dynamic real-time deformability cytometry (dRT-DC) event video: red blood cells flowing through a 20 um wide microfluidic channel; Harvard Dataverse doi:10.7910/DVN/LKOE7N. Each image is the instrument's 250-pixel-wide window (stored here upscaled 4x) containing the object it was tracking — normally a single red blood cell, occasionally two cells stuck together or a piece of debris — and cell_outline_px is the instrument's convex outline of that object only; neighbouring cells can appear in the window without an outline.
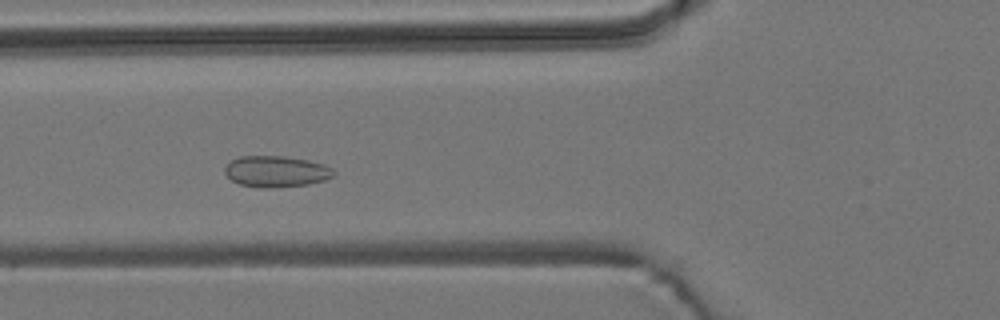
{"species": "common noctule bat (a hibernating species)", "species_latin": "Nyctalus noctula", "temperature_condition": "room temperature", "stored_images_in_passage": 7, "camera_frame_rate_fps": 3000, "um_per_image_px": 0.085, "animal": {"sex": "male", "body_mass_g": 19.2, "forearm_length_mm": 51.8}, "frame": {"image": 1, "passage_image": 4, "time_ms": 3.333, "image_size_px": [1000, 320], "cell_outline_px": [[336, 172], [332, 176], [324, 180], [308, 184], [272, 188], [260, 188], [240, 184], [232, 180], [224, 172], [224, 168], [232, 160], [240, 156], [284, 156], [308, 160], [324, 164], [332, 168]], "centroid_in_image_um": [23.48, 14.57], "position_along_channel_um": 102.3, "area_um2": 19.77}}
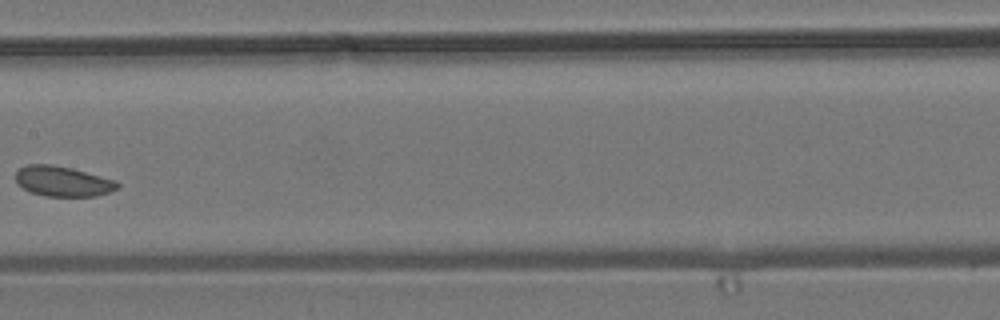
{"frame": {"image": 2, "passage_image": 6, "time_ms": 6.0, "image_size_px": [1000, 320], "cell_outline_px": [[120, 188], [96, 196], [44, 196], [32, 192], [16, 184], [16, 172], [20, 168], [28, 164], [52, 164], [72, 168], [116, 180], [120, 184]], "centroid_in_image_um": [5.35, 15.41], "position_along_channel_um": 202.1, "area_um2": 17.98}}
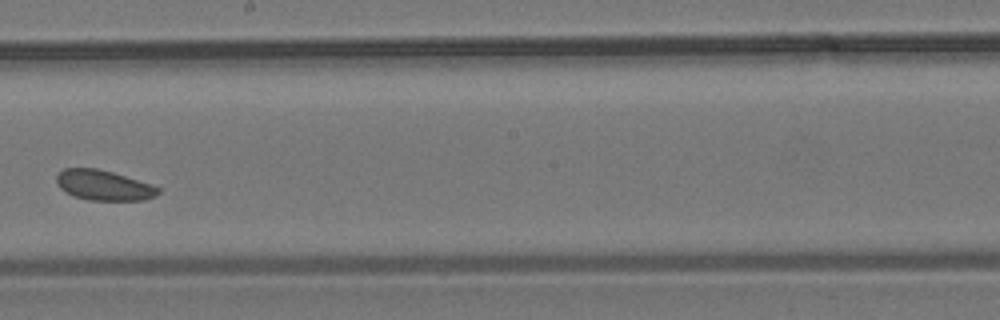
{"frame": {"image": 3, "passage_image": 7, "time_ms": 7.0, "image_size_px": [1000, 320], "cell_outline_px": [[160, 192], [156, 196], [144, 200], [88, 200], [72, 196], [60, 188], [56, 184], [56, 176], [64, 168], [96, 168], [112, 172], [152, 184], [160, 188]], "centroid_in_image_um": [8.81, 15.75], "position_along_channel_um": 239.4, "area_um2": 17.98}}